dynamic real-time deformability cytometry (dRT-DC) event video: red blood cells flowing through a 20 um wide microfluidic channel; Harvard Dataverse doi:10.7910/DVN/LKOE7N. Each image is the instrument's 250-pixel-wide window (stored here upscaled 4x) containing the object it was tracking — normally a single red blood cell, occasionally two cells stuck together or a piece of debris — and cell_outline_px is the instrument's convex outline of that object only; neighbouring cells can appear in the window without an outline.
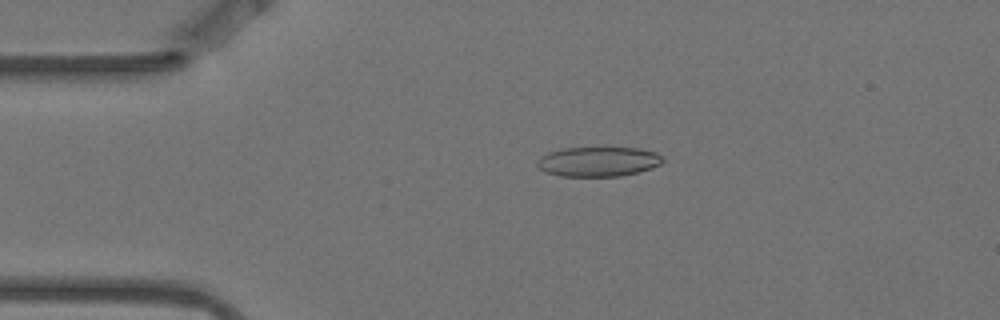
{"species": "Egyptian fruit bat (a non-hibernating species)", "species_latin": "Rousettus aegyptiacus", "temperature_condition": "warm", "stored_images_in_passage": 4, "camera_frame_rate_fps": 3000, "um_per_image_px": 0.085, "animal": {"sex": "female"}, "frame": {"image": 1, "passage_image": 3, "time_ms": 0.667, "image_size_px": [1000, 320], "cell_outline_px": [[664, 160], [660, 164], [652, 168], [640, 172], [620, 176], [560, 176], [544, 172], [536, 164], [536, 160], [540, 156], [548, 152], [560, 148], [640, 148], [656, 152]], "centroid_in_image_um": [50.82, 13.74], "position_along_channel_um": 34.2, "area_um2": 21.91}}